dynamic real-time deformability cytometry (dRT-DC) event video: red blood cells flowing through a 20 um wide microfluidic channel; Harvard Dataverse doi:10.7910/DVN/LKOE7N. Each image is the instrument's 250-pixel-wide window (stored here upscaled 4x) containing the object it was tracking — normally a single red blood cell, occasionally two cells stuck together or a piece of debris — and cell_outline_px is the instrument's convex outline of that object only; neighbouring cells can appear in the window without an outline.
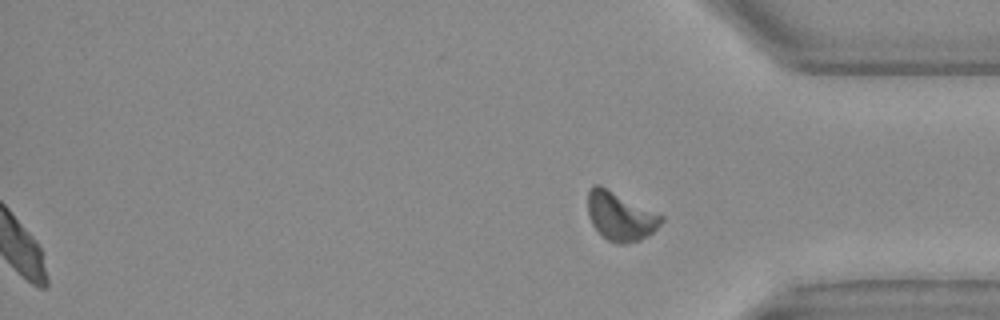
{"species": "Egyptian fruit bat (a non-hibernating species)", "species_latin": "Rousettus aegyptiacus", "temperature_condition": "warm", "stored_images_in_passage": 27, "segment_of_instrument_passage": [2, 2], "camera_frame_rate_fps": 3000, "um_per_image_px": 0.085, "animal": {"sex": "female"}, "frame": {"image": 1, "passage_image": 27, "time_ms": 8.667, "image_size_px": [1000, 320], "cell_outline_px": [[664, 220], [648, 236], [640, 240], [624, 244], [616, 244], [608, 240], [592, 224], [588, 216], [588, 188], [592, 184], [600, 184], [664, 216]], "centroid_in_image_um": [52.71, 18.36], "position_along_channel_um": 382.5, "area_um2": 20.87}}